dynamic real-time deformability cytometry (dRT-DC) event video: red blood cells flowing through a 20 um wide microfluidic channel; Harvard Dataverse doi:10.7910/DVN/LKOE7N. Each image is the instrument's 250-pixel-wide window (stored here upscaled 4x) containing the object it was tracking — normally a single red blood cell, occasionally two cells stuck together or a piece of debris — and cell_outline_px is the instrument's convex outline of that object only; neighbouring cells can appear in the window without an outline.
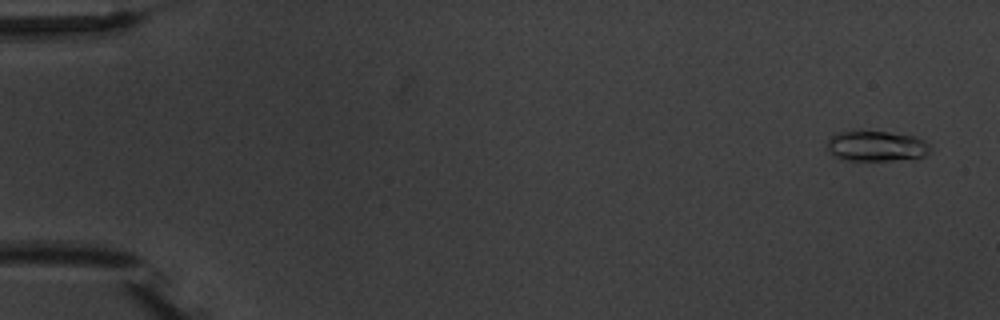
{"species": "common noctule bat (a hibernating species)", "species_latin": "Nyctalus noctula", "temperature_condition": "warm", "stored_images_in_passage": 5, "segment_of_instrument_passage": [2, 2], "camera_frame_rate_fps": 3000, "um_per_image_px": 0.085, "animal": {"sex": "male", "body_mass_g": 20.1, "forearm_length_mm": 53.5}, "frame": {"image": 1, "passage_image": 5, "time_ms": 5.0, "image_size_px": [1000, 320], "cell_outline_px": [[932, 152], [924, 156], [912, 160], [840, 160], [832, 156], [828, 148], [828, 140], [836, 132], [888, 132], [916, 136], [924, 140], [932, 148]], "centroid_in_image_um": [74.55, 12.44], "position_along_channel_um": 10.4, "area_um2": 18.5}}